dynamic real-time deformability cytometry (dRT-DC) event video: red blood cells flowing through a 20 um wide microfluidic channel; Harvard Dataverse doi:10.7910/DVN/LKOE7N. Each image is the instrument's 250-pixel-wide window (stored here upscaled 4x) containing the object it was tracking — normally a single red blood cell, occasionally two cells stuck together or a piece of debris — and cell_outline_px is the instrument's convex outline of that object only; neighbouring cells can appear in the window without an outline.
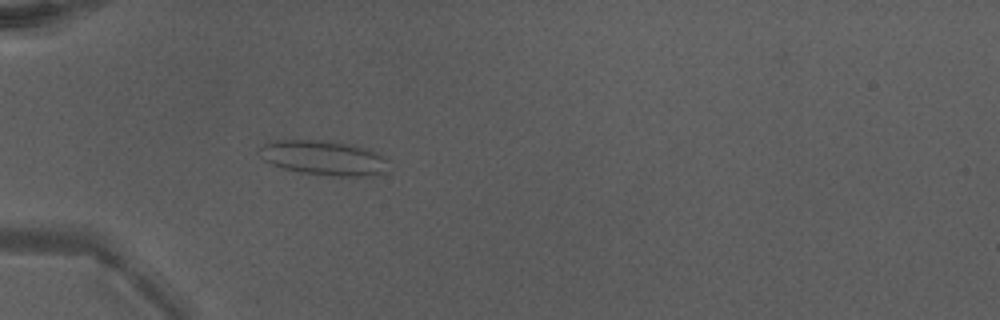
{"species": "Egyptian fruit bat (a non-hibernating species)", "species_latin": "Rousettus aegyptiacus", "temperature_condition": "warm", "stored_images_in_passage": 35, "camera_frame_rate_fps": 3000, "um_per_image_px": 0.085, "animal": {"sex": "male"}, "frame": {"image": 1, "passage_image": 2, "time_ms": 0.333, "image_size_px": [1000, 320], "cell_outline_px": [[384, 172], [364, 176], [336, 176], [300, 172], [284, 168], [272, 164], [264, 160], [256, 152], [264, 144], [272, 140], [324, 140], [356, 144], [376, 152], [384, 156]], "centroid_in_image_um": [27.45, 13.39], "position_along_channel_um": 57.6, "area_um2": 25.95}}
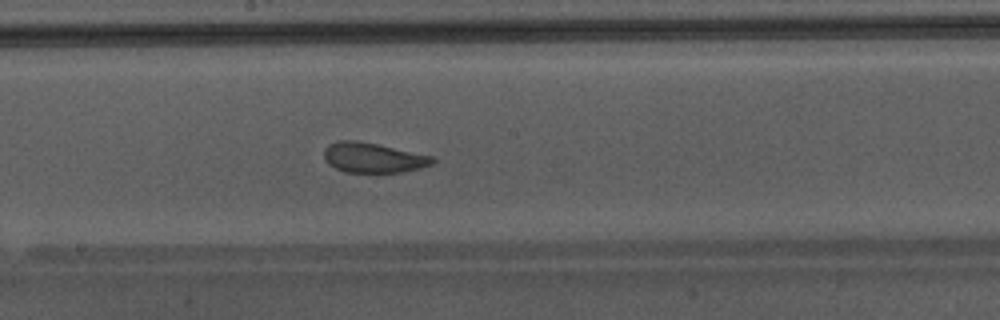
{"frame": {"image": 2, "passage_image": 14, "time_ms": 4.333, "image_size_px": [1000, 320], "cell_outline_px": [[436, 160], [432, 164], [420, 168], [400, 172], [344, 172], [328, 164], [324, 160], [324, 148], [328, 144], [336, 140], [356, 140], [376, 144], [432, 156]], "centroid_in_image_um": [31.66, 13.4], "position_along_channel_um": 216.5, "area_um2": 18.9}}
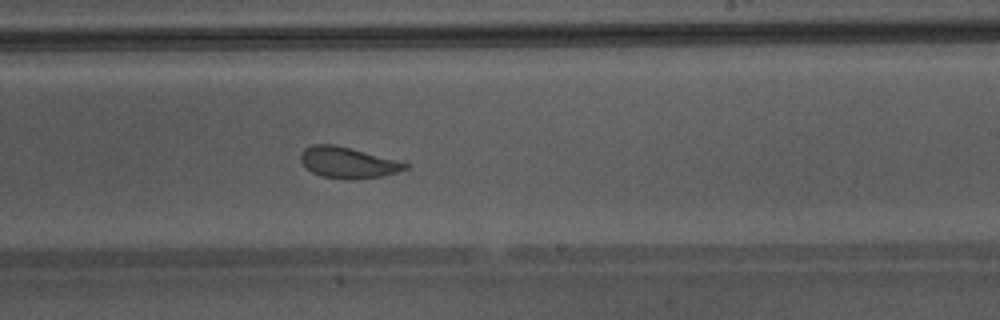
{"frame": {"image": 3, "passage_image": 17, "time_ms": 5.333, "image_size_px": [1000, 320], "cell_outline_px": [[408, 168], [384, 176], [324, 176], [312, 172], [300, 160], [300, 152], [304, 148], [312, 144], [332, 144], [396, 160], [408, 164]], "centroid_in_image_um": [29.51, 13.76], "position_along_channel_um": 259.5, "area_um2": 17.69}, "authors_computed_cell_mechanics": {"area_um2": 20.3456, "velocity_mm_per_s": 4.3066, "shape_relaxation_time_tau1_ms": 4.4478, "shape_relaxation_time_tau2_ms": 0.661, "deformation_change_tau1": 0.104, "deformation_change_tau2": 0.0631}}